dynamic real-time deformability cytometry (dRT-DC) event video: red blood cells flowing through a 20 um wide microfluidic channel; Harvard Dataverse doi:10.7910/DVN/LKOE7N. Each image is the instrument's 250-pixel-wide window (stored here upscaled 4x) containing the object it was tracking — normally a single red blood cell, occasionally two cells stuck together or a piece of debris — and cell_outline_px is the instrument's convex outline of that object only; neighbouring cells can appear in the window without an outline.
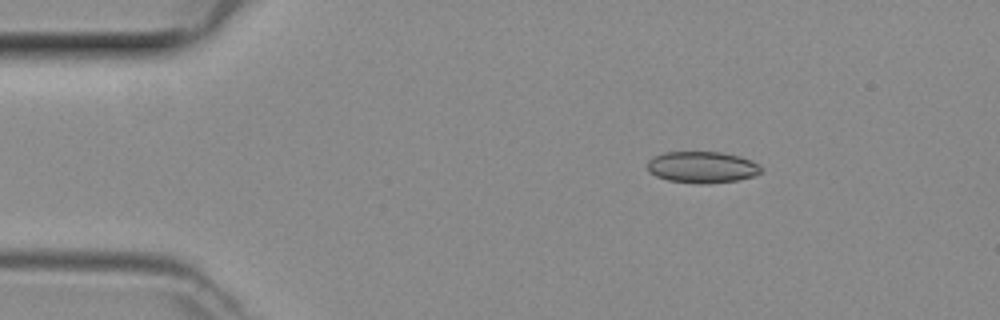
{"species": "common noctule bat (a hibernating species)", "species_latin": "Nyctalus noctula", "temperature_condition": "room temperature", "stored_images_in_passage": 42, "camera_frame_rate_fps": 3000, "um_per_image_px": 0.085, "animal": {"sex": "female", "body_mass_g": 29.2, "forearm_length_mm": 56.3}, "frame": {"image": 1, "passage_image": 1, "time_ms": 0.0, "image_size_px": [1000, 320], "cell_outline_px": [[760, 172], [752, 176], [736, 180], [668, 180], [656, 176], [648, 172], [648, 160], [652, 156], [664, 152], [724, 152], [740, 156], [752, 160], [760, 168]], "centroid_in_image_um": [59.62, 14.13], "position_along_channel_um": 25.4, "area_um2": 19.77}}
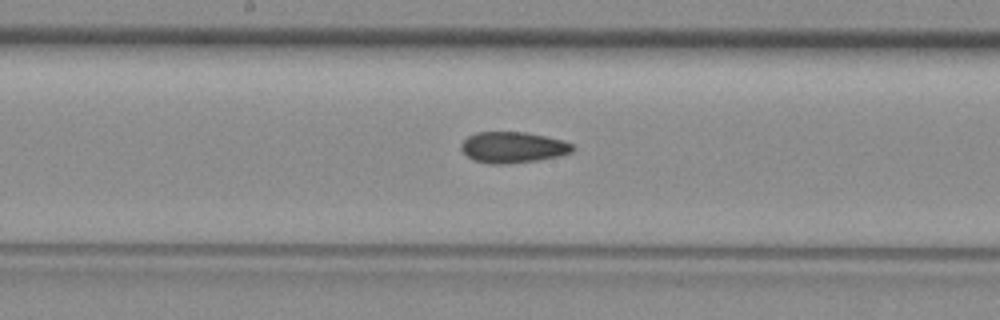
{"frame": {"image": 2, "passage_image": 18, "time_ms": 5.667, "image_size_px": [1000, 320], "cell_outline_px": [[576, 148], [572, 152], [556, 156], [536, 160], [508, 164], [488, 164], [472, 160], [460, 148], [460, 144], [468, 136], [476, 132], [528, 132], [564, 140], [572, 144]], "centroid_in_image_um": [43.59, 12.52], "position_along_channel_um": 204.6, "area_um2": 20.29}}
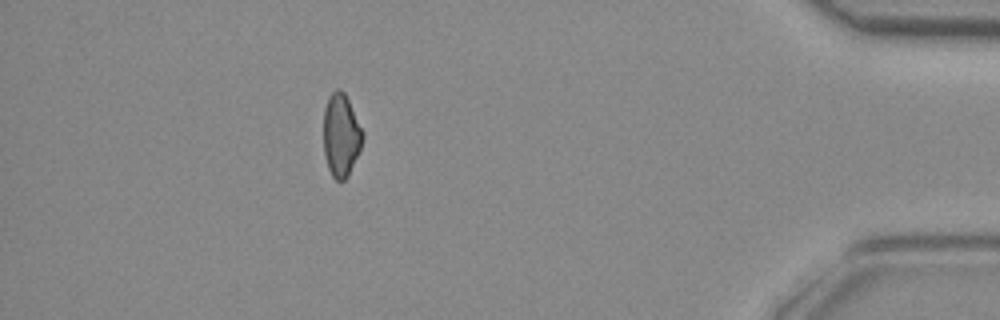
{"frame": {"image": 3, "passage_image": 36, "time_ms": 11.667, "image_size_px": [1000, 320], "cell_outline_px": [[364, 136], [360, 148], [348, 176], [344, 180], [336, 180], [332, 176], [328, 168], [324, 152], [324, 108], [328, 96], [336, 88], [340, 88], [344, 92], [364, 132]], "centroid_in_image_um": [28.98, 11.47], "position_along_channel_um": 406.2, "area_um2": 18.84}}